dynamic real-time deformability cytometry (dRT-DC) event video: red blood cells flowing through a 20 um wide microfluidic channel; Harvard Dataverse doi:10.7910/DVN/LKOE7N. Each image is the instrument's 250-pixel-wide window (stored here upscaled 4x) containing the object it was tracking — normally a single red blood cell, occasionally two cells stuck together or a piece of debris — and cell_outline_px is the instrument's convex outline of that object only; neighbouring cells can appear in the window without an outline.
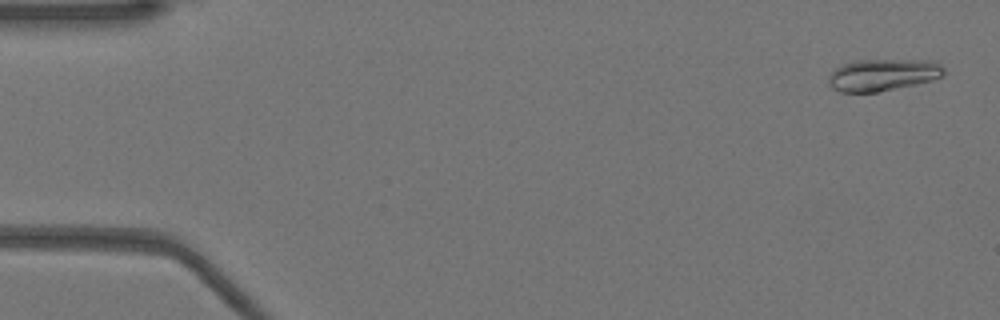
{"species": "Egyptian fruit bat (a non-hibernating species)", "species_latin": "Rousettus aegyptiacus", "temperature_condition": "warm", "stored_images_in_passage": 51, "camera_frame_rate_fps": 3000, "um_per_image_px": 0.085, "animal": {"sex": "female"}, "frame": {"image": 1, "passage_image": 2, "time_ms": 0.333, "image_size_px": [1000, 320], "cell_outline_px": [[944, 76], [932, 80], [916, 84], [876, 92], [840, 92], [832, 88], [828, 84], [828, 76], [840, 64], [852, 60], [932, 60], [940, 64], [944, 68]], "centroid_in_image_um": [75.02, 6.35], "position_along_channel_um": 10.0, "area_um2": 21.68}}
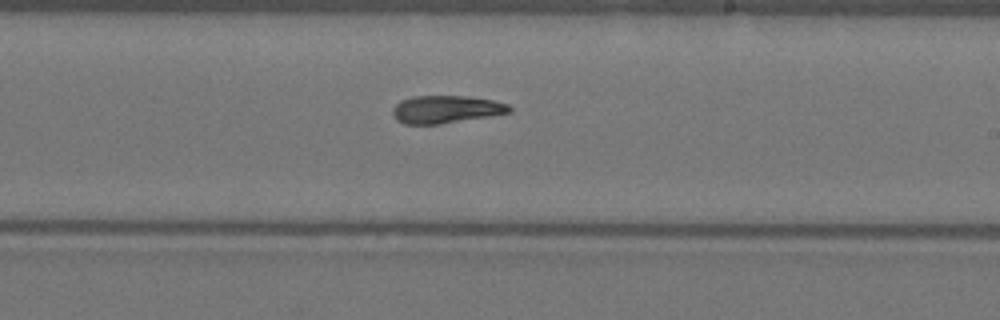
{"frame": {"image": 2, "passage_image": 30, "time_ms": 9.667, "image_size_px": [1000, 320], "cell_outline_px": [[512, 112], [440, 124], [404, 124], [396, 120], [392, 112], [392, 108], [400, 100], [412, 96], [468, 96], [492, 100], [508, 104], [512, 108]], "centroid_in_image_um": [37.88, 9.29], "position_along_channel_um": 251.1, "area_um2": 18.84}}
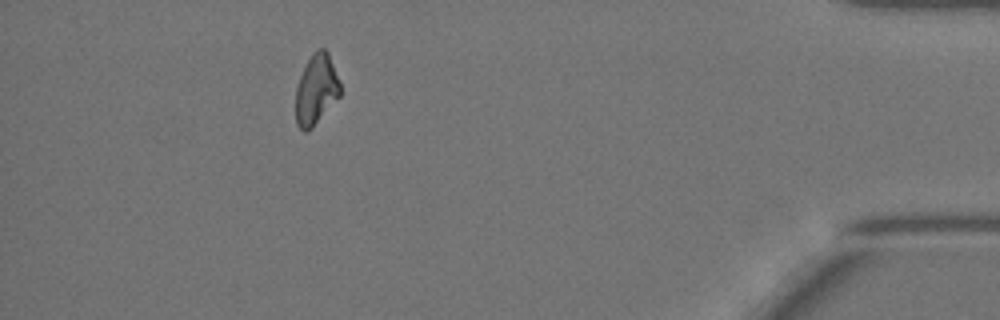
{"frame": {"image": 3, "passage_image": 46, "time_ms": 15.0, "image_size_px": [1000, 320], "cell_outline_px": [[340, 96], [312, 128], [308, 132], [304, 132], [296, 124], [296, 88], [300, 76], [312, 52], [316, 48], [324, 48], [328, 52], [340, 84]], "centroid_in_image_um": [26.87, 7.62], "position_along_channel_um": 408.3, "area_um2": 18.15}, "authors_computed_cell_mechanics": {"area_um2": 19.4786, "velocity_mm_per_s": 3.9828, "shape_relaxation_time_tau1_ms": null, "shape_relaxation_time_tau2_ms": 11.1857, "deformation_change_tau1": null, "deformation_change_tau2": 0.1648}}